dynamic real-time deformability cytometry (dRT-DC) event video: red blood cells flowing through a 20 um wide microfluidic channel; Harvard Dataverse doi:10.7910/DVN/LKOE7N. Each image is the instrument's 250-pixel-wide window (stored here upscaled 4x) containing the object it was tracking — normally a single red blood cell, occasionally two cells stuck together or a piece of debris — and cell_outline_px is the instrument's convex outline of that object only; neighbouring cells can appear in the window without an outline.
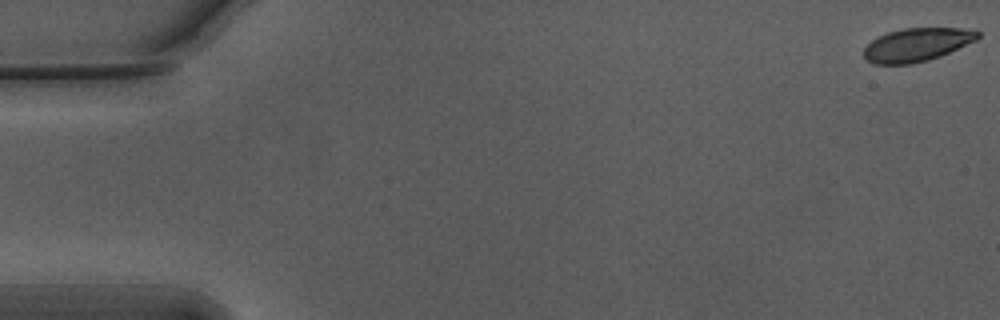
{"species": "Egyptian fruit bat (a non-hibernating species)", "species_latin": "Rousettus aegyptiacus", "temperature_condition": "warm", "stored_images_in_passage": 56, "camera_frame_rate_fps": 3000, "um_per_image_px": 0.085, "animal": {"sex": "male"}, "frame": {"image": 1, "passage_image": 1, "time_ms": 0.0, "image_size_px": [1000, 320], "cell_outline_px": [[980, 36], [976, 40], [940, 56], [928, 60], [912, 64], [872, 64], [864, 56], [864, 48], [872, 40], [888, 32], [904, 28], [960, 28], [980, 32]], "centroid_in_image_um": [77.92, 3.8], "position_along_channel_um": 7.1, "area_um2": 21.91}}
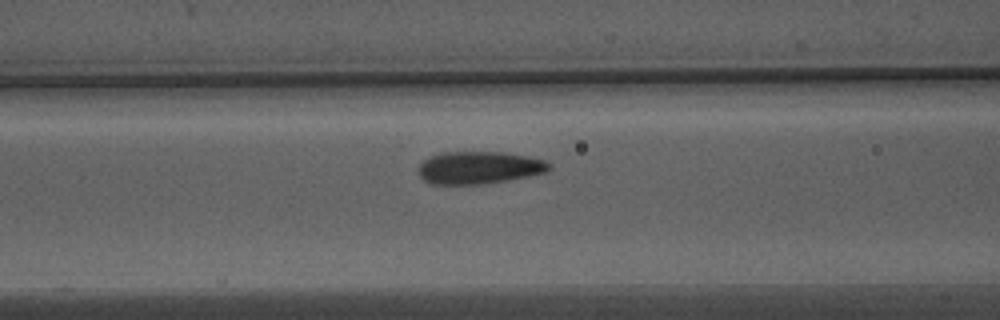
{"frame": {"image": 2, "passage_image": 23, "time_ms": 7.333, "image_size_px": [1000, 320], "cell_outline_px": [[552, 168], [548, 172], [508, 180], [484, 184], [432, 184], [424, 180], [416, 172], [420, 164], [424, 160], [432, 156], [444, 152], [508, 152], [544, 160], [552, 164]], "centroid_in_image_um": [40.74, 14.25], "position_along_channel_um": 125.9, "area_um2": 24.91}}
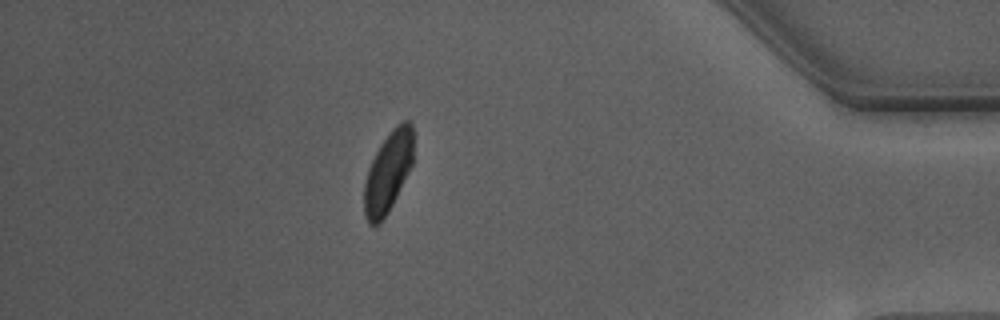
{"frame": {"image": 3, "passage_image": 49, "time_ms": 16.0, "image_size_px": [1000, 320], "cell_outline_px": [[412, 164], [388, 212], [376, 224], [368, 224], [364, 216], [364, 184], [368, 168], [380, 144], [392, 128], [396, 124], [404, 120], [408, 120], [412, 124]], "centroid_in_image_um": [32.96, 14.6], "position_along_channel_um": 402.2, "area_um2": 22.72}, "authors_computed_cell_mechanics": {"area_um2": 23.9292, "velocity_mm_per_s": 3.7167, "shape_relaxation_time_tau1_ms": 2.2415, "shape_relaxation_time_tau2_ms": 0.8293, "deformation_change_tau1": 0.1163, "deformation_change_tau2": 0.077}}